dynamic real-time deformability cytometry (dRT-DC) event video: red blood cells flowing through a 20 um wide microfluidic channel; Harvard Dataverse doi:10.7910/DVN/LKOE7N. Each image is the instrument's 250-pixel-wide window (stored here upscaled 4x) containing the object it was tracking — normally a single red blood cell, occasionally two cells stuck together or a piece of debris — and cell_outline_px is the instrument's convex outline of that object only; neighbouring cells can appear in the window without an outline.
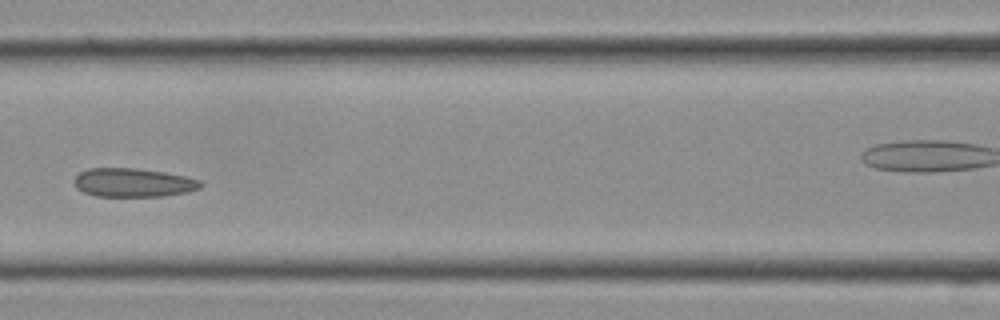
{"species": "Egyptian fruit bat (a non-hibernating species)", "species_latin": "Rousettus aegyptiacus", "temperature_condition": "cold", "stored_images_in_passage": 14, "segment_of_instrument_passage": [1, 2], "camera_frame_rate_fps": 3000, "um_per_image_px": 0.085, "frame": {"image": 1, "passage_image": 12, "time_ms": 3.667, "image_size_px": [1000, 320], "cell_outline_px": [[204, 184], [200, 188], [188, 192], [164, 196], [96, 196], [84, 192], [76, 188], [72, 180], [80, 172], [88, 168], [136, 168], [164, 172], [188, 176], [200, 180]], "centroid_in_image_um": [11.34, 15.52], "position_along_channel_um": 155.3, "area_um2": 21.39}}